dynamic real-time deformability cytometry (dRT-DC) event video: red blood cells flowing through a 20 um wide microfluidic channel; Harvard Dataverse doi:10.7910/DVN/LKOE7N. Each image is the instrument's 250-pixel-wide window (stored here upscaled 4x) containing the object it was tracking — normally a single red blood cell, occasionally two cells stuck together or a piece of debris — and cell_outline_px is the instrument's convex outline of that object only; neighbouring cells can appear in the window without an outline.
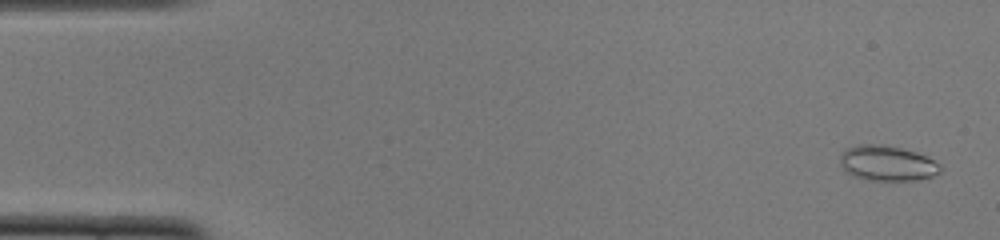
{"species": "common noctule bat (a hibernating species)", "species_latin": "Nyctalus noctula", "temperature_condition": "cold", "stored_images_in_passage": 9, "camera_frame_rate_fps": 3000, "um_per_image_px": 0.085, "animal": {"sex": "female", "body_mass_g": 22.0, "forearm_length_mm": 56.7}, "frame": {"image": 1, "passage_image": 2, "time_ms": 0.333, "image_size_px": [1000, 240], "cell_outline_px": [[944, 168], [940, 172], [932, 176], [916, 180], [868, 180], [852, 176], [844, 172], [840, 164], [840, 156], [844, 148], [856, 144], [884, 144], [916, 152], [940, 164]], "centroid_in_image_um": [75.36, 13.87], "position_along_channel_um": 9.6, "area_um2": 20.87}}